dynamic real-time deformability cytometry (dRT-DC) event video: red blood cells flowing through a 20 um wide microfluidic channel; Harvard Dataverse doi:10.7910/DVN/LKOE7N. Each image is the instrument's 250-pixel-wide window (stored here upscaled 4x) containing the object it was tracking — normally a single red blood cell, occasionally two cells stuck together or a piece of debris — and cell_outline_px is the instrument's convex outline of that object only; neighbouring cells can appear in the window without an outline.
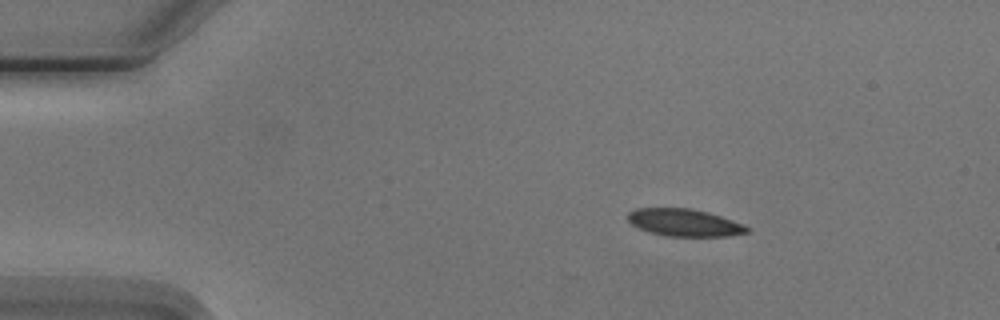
{"species": "Egyptian fruit bat (a non-hibernating species)", "species_latin": "Rousettus aegyptiacus", "temperature_condition": "cold", "stored_images_in_passage": 4, "camera_frame_rate_fps": 3000, "um_per_image_px": 0.085, "animal": {"sex": "male"}, "frame": {"image": 1, "passage_image": 2, "time_ms": 1.333, "image_size_px": [1000, 320], "cell_outline_px": [[752, 228], [748, 232], [728, 236], [664, 236], [648, 232], [632, 224], [628, 220], [628, 212], [636, 208], [692, 208], [708, 212], [744, 224]], "centroid_in_image_um": [58.18, 18.92], "position_along_channel_um": 26.8, "area_um2": 19.07}}